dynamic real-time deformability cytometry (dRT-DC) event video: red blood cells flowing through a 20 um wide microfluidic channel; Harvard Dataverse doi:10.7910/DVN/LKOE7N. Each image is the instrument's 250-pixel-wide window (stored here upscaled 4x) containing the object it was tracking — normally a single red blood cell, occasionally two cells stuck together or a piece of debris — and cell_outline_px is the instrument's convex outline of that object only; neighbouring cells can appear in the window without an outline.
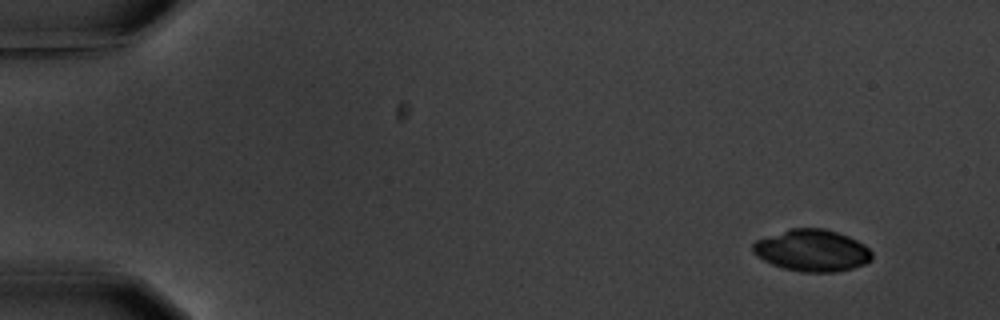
{"species": "common noctule bat (a hibernating species)", "species_latin": "Nyctalus noctula", "temperature_condition": "warm", "stored_images_in_passage": 4, "camera_frame_rate_fps": 3000, "um_per_image_px": 0.085, "animal": {"sex": "male", "body_mass_g": 20.1, "forearm_length_mm": 53.5}, "frame": {"image": 1, "passage_image": 1, "time_ms": 0.0, "image_size_px": [1000, 320], "cell_outline_px": [[872, 260], [864, 264], [852, 268], [832, 272], [800, 272], [784, 268], [772, 264], [756, 256], [752, 252], [752, 244], [756, 240], [788, 228], [824, 228], [848, 236], [864, 244], [872, 252]], "centroid_in_image_um": [69.0, 21.28], "position_along_channel_um": 16.0, "area_um2": 29.07}}